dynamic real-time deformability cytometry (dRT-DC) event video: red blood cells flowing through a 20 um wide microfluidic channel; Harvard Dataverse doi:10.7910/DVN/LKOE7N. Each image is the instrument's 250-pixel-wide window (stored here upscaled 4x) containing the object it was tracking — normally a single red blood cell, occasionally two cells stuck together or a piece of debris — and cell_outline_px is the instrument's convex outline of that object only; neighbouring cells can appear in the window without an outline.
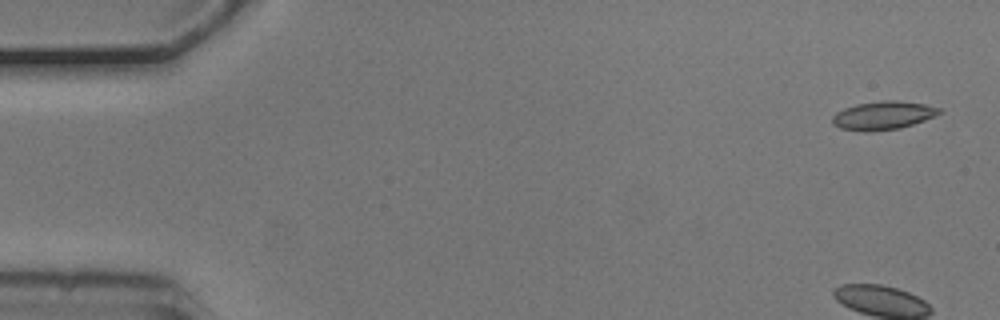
{"species": "common noctule bat (a hibernating species)", "species_latin": "Nyctalus noctula", "temperature_condition": "cold", "stored_images_in_passage": 2, "camera_frame_rate_fps": 3000, "um_per_image_px": 0.085, "animal": {"sex": "male", "body_mass_g": 20.5, "forearm_length_mm": 52.5}, "frame": {"image": 1, "passage_image": 2, "time_ms": 0.333, "image_size_px": [1000, 320], "cell_outline_px": [[944, 112], [924, 120], [900, 128], [868, 132], [864, 132], [840, 128], [832, 124], [832, 116], [836, 112], [844, 108], [856, 104], [880, 100], [896, 100], [924, 104], [940, 108]], "centroid_in_image_um": [75.04, 9.81], "position_along_channel_um": 10.0, "area_um2": 17.8}}